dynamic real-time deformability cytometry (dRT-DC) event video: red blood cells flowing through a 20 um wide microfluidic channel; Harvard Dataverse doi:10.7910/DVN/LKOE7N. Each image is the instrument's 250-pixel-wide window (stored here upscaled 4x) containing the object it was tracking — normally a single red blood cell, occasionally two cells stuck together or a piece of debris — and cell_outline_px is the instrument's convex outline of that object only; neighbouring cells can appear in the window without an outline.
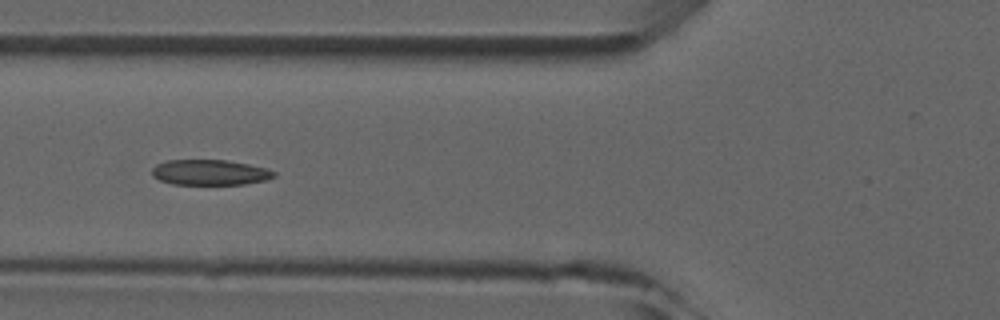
{"species": "common noctule bat (a hibernating species)", "species_latin": "Nyctalus noctula", "temperature_condition": "room temperature", "stored_images_in_passage": 5, "camera_frame_rate_fps": 3000, "um_per_image_px": 0.085, "animal": {"sex": "male", "forearm_length_mm": 52.5}, "frame": {"image": 1, "passage_image": 5, "time_ms": 4.333, "image_size_px": [1000, 320], "cell_outline_px": [[276, 176], [264, 180], [244, 184], [172, 184], [160, 180], [152, 176], [152, 168], [156, 164], [168, 160], [228, 160], [268, 168], [276, 172]], "centroid_in_image_um": [17.84, 14.65], "position_along_channel_um": 108.0, "area_um2": 18.09}}